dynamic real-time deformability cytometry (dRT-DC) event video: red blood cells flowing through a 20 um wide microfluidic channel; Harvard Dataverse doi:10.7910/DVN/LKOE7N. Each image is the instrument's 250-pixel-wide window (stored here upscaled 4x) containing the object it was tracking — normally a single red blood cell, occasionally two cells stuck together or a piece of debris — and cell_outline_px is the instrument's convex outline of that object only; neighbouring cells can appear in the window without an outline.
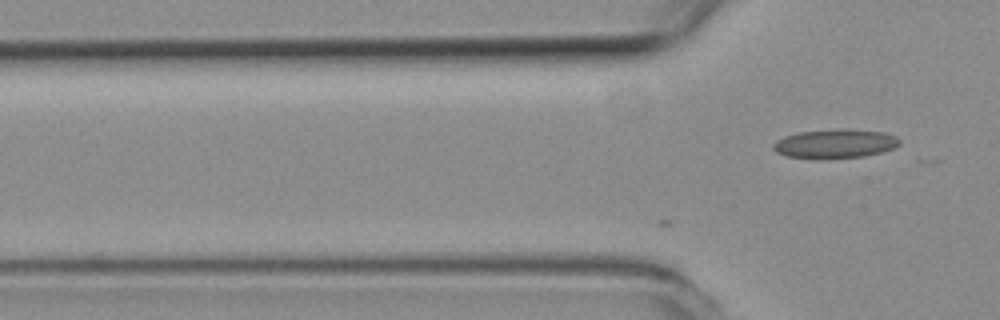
{"species": "common noctule bat (a hibernating species)", "species_latin": "Nyctalus noctula", "temperature_condition": "room temperature", "stored_images_in_passage": 4, "camera_frame_rate_fps": 3000, "um_per_image_px": 0.085, "animal": {"sex": "female", "body_mass_g": 19.3, "forearm_length_mm": 54.1}, "frame": {"image": 1, "passage_image": 4, "time_ms": 1.0, "image_size_px": [1000, 320], "cell_outline_px": [[900, 144], [896, 148], [864, 156], [824, 160], [816, 160], [788, 156], [776, 152], [772, 148], [772, 144], [776, 140], [784, 136], [800, 132], [884, 132], [896, 136], [900, 140]], "centroid_in_image_um": [70.94, 12.29], "position_along_channel_um": 54.9, "area_um2": 20.63}}